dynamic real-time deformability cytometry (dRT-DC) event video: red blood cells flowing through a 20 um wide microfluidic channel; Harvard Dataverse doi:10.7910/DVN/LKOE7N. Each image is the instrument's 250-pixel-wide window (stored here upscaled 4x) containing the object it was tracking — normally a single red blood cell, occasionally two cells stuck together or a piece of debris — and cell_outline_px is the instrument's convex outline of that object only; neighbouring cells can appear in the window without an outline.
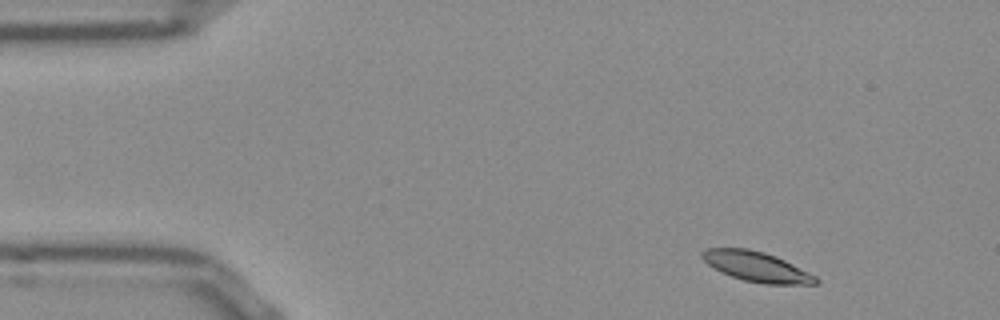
{"species": "Egyptian fruit bat (a non-hibernating species)", "species_latin": "Rousettus aegyptiacus", "temperature_condition": "room temperature", "stored_images_in_passage": 50, "camera_frame_rate_fps": 3000, "um_per_image_px": 0.085, "frame": {"image": 1, "passage_image": 3, "time_ms": 0.667, "image_size_px": [1000, 320], "cell_outline_px": [[820, 280], [816, 284], [764, 284], [744, 280], [720, 272], [708, 264], [700, 256], [700, 252], [708, 248], [748, 248], [764, 252], [784, 260], [816, 276]], "centroid_in_image_um": [64.29, 22.66], "position_along_channel_um": 20.7, "area_um2": 19.71}}
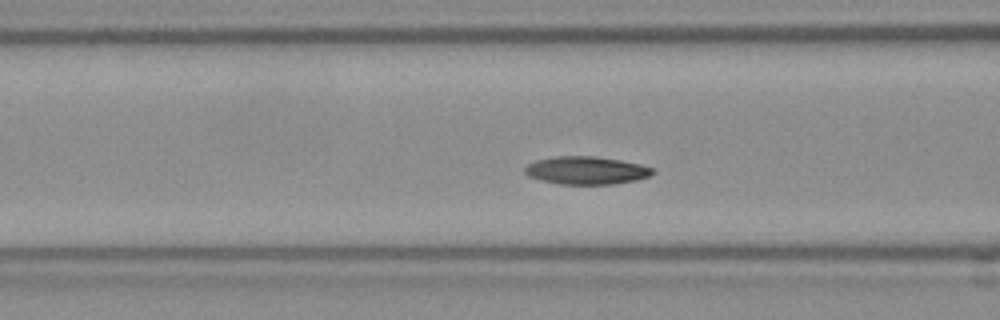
{"frame": {"image": 2, "passage_image": 17, "time_ms": 5.333, "image_size_px": [1000, 320], "cell_outline_px": [[656, 172], [648, 176], [636, 180], [612, 184], [560, 184], [540, 180], [528, 176], [524, 172], [524, 168], [528, 164], [536, 160], [556, 156], [596, 156], [620, 160], [640, 164], [652, 168]], "centroid_in_image_um": [49.82, 14.48], "position_along_channel_um": 116.8, "area_um2": 20.75}}
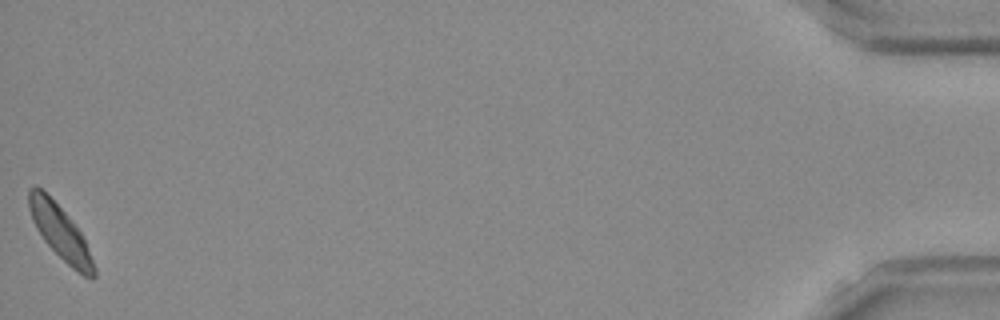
{"frame": {"image": 3, "passage_image": 50, "time_ms": 16.333, "image_size_px": [1000, 320], "cell_outline_px": [[96, 276], [92, 280], [76, 272], [44, 240], [36, 228], [32, 220], [28, 208], [28, 188], [32, 184], [36, 184], [64, 212], [80, 232], [84, 240], [96, 268]], "centroid_in_image_um": [5.09, 19.75], "position_along_channel_um": 430.1, "area_um2": 20.06}, "authors_computed_cell_mechanics": {"area_um2": 20.3745, "velocity_mm_per_s": 3.7725, "shape_relaxation_time_tau1_ms": 2.3126, "shape_relaxation_time_tau2_ms": null, "deformation_change_tau1": 0.0736, "deformation_change_tau2": null}}